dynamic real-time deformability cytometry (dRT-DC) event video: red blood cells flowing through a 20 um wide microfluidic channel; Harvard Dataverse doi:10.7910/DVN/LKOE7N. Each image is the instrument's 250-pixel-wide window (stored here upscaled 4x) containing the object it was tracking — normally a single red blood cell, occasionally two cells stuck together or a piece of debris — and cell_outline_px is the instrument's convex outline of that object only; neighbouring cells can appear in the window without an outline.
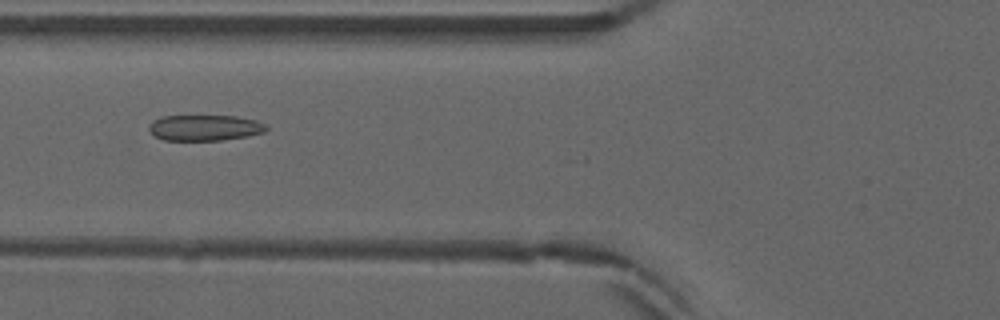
{"species": "common noctule bat (a hibernating species)", "species_latin": "Nyctalus noctula", "temperature_condition": "warm", "stored_images_in_passage": 10, "camera_frame_rate_fps": 3000, "um_per_image_px": 0.085, "animal": {"sex": "male", "forearm_length_mm": 52.5}, "frame": {"image": 1, "passage_image": 8, "time_ms": 2.333, "image_size_px": [1000, 320], "cell_outline_px": [[268, 128], [264, 132], [248, 136], [220, 140], [164, 140], [152, 136], [148, 132], [148, 124], [152, 120], [160, 116], [236, 116], [256, 120], [264, 124]], "centroid_in_image_um": [17.32, 10.86], "position_along_channel_um": 108.5, "area_um2": 17.86}}